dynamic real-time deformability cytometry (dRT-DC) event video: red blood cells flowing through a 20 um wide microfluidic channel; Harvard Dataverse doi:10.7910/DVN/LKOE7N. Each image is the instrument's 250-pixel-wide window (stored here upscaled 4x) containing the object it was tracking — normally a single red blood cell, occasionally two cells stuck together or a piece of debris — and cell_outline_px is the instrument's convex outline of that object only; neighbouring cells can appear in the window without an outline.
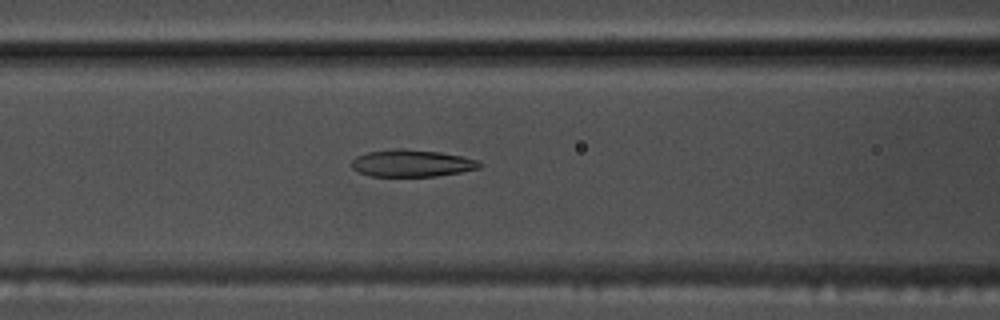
{"species": "common noctule bat (a hibernating species)", "species_latin": "Nyctalus noctula", "temperature_condition": "warm", "stored_images_in_passage": 53, "camera_frame_rate_fps": 3000, "um_per_image_px": 0.085, "animal": {"sex": "male", "body_mass_g": 17.5, "forearm_length_mm": 52.3}, "frame": {"image": 1, "passage_image": 22, "time_ms": 7.0, "image_size_px": [1000, 320], "cell_outline_px": [[484, 164], [480, 168], [460, 172], [436, 176], [372, 176], [356, 172], [348, 164], [356, 156], [368, 152], [396, 148], [404, 148], [440, 152], [460, 156], [476, 160]], "centroid_in_image_um": [34.95, 13.87], "position_along_channel_um": 131.6, "area_um2": 20.35}}
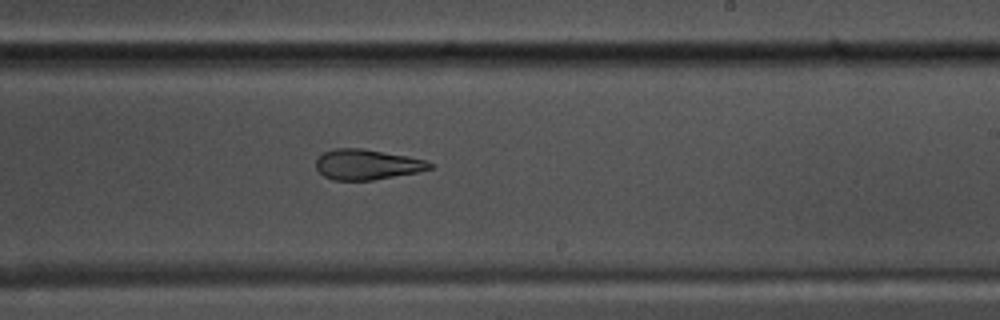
{"frame": {"image": 2, "passage_image": 32, "time_ms": 10.333, "image_size_px": [1000, 320], "cell_outline_px": [[432, 168], [416, 172], [372, 180], [332, 180], [324, 176], [316, 168], [316, 160], [324, 152], [336, 148], [360, 148], [408, 156], [424, 160], [432, 164]], "centroid_in_image_um": [31.16, 13.98], "position_along_channel_um": 257.8, "area_um2": 19.83}}
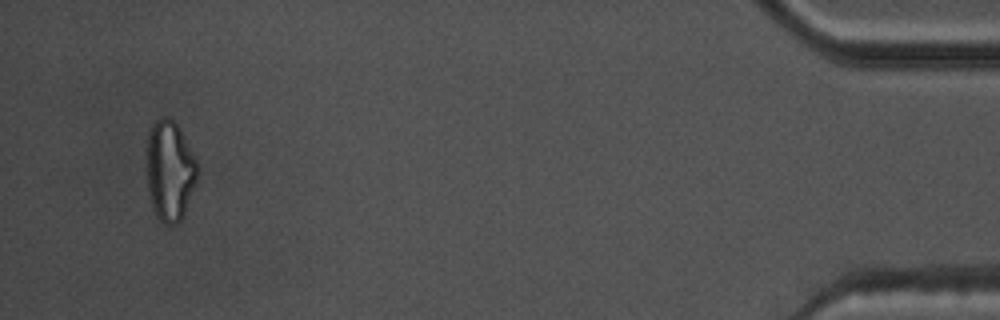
{"frame": {"image": 3, "passage_image": 51, "time_ms": 16.667, "image_size_px": [1000, 320], "cell_outline_px": [[200, 168], [196, 184], [184, 216], [176, 224], [164, 224], [156, 216], [152, 208], [148, 192], [144, 152], [148, 132], [152, 124], [160, 116], [168, 116], [176, 124], [200, 164]], "centroid_in_image_um": [14.41, 14.5], "position_along_channel_um": 420.8, "area_um2": 30.81}, "authors_computed_cell_mechanics": {"area_um2": 21.8484, "velocity_mm_per_s": 3.7944, "shape_relaxation_time_tau1_ms": 5.1917, "shape_relaxation_time_tau2_ms": 3.5912, "deformation_change_tau1": 0.1886, "deformation_change_tau2": 0.1308}}